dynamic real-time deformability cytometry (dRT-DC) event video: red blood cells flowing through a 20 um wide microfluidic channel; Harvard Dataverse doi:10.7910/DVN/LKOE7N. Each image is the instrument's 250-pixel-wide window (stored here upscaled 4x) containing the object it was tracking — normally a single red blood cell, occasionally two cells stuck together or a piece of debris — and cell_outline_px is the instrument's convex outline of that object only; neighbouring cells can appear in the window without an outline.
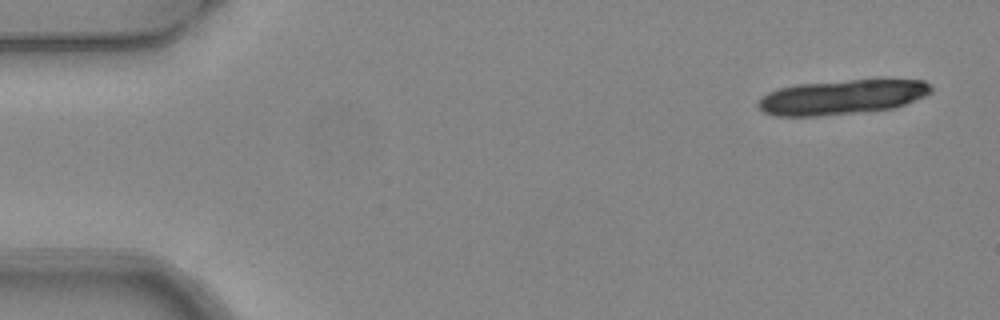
{"species": "common noctule bat (a hibernating species)", "species_latin": "Nyctalus noctula", "temperature_condition": "warm", "stored_images_in_passage": 5, "camera_frame_rate_fps": 3000, "um_per_image_px": 0.085, "animal": {"sex": "female", "body_mass_g": 24.6, "forearm_length_mm": 56.2}, "frame": {"image": 1, "passage_image": 1, "time_ms": 0.0, "image_size_px": [1000, 320], "cell_outline_px": [[932, 92], [924, 96], [904, 104], [892, 108], [820, 116], [776, 116], [764, 112], [756, 104], [768, 92], [780, 88], [796, 84], [880, 76], [924, 80], [932, 84]], "centroid_in_image_um": [71.67, 8.19], "position_along_channel_um": 13.3, "area_um2": 36.01}}
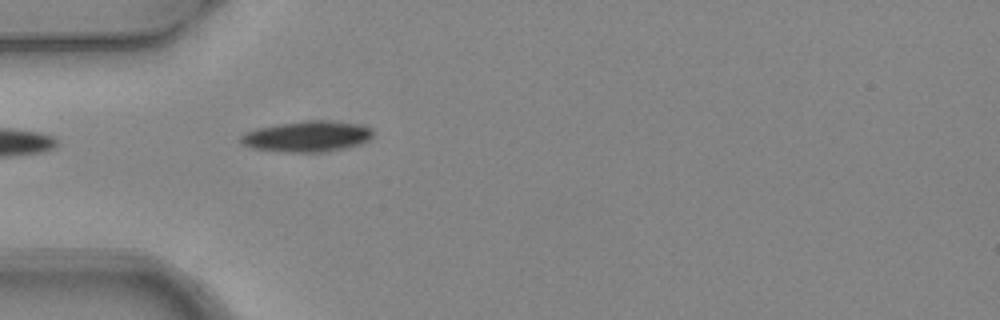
{"frame": {"image": 2, "passage_image": 5, "time_ms": 1.333, "image_size_px": [1000, 320], "cell_outline_px": [[372, 136], [368, 140], [360, 144], [344, 148], [324, 152], [276, 152], [252, 148], [244, 144], [240, 140], [240, 136], [244, 132], [256, 128], [280, 124], [308, 120], [324, 120], [356, 124], [368, 128], [372, 132]], "centroid_in_image_um": [26.05, 11.61], "position_along_channel_um": 59.0, "area_um2": 23.58}}